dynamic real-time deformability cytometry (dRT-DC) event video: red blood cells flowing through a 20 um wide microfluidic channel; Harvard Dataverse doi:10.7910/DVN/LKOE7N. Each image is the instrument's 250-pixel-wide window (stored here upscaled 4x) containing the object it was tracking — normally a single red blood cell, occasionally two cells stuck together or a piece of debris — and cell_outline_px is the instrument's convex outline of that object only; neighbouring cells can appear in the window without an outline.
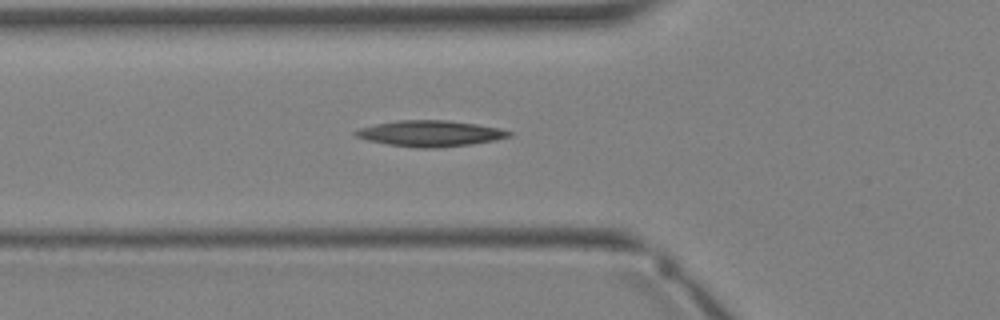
{"species": "Egyptian fruit bat (a non-hibernating species)", "species_latin": "Rousettus aegyptiacus", "temperature_condition": "warm", "stored_images_in_passage": 5, "camera_frame_rate_fps": 3000, "um_per_image_px": 0.085, "animal": {"sex": "female"}, "frame": {"image": 1, "passage_image": 5, "time_ms": 5.0, "image_size_px": [1000, 320], "cell_outline_px": [[512, 136], [496, 140], [472, 144], [440, 148], [416, 148], [388, 144], [368, 140], [356, 136], [352, 132], [360, 128], [376, 124], [400, 120], [448, 120], [476, 124], [500, 128], [512, 132]], "centroid_in_image_um": [36.61, 11.35], "position_along_channel_um": 89.2, "area_um2": 23.24}}